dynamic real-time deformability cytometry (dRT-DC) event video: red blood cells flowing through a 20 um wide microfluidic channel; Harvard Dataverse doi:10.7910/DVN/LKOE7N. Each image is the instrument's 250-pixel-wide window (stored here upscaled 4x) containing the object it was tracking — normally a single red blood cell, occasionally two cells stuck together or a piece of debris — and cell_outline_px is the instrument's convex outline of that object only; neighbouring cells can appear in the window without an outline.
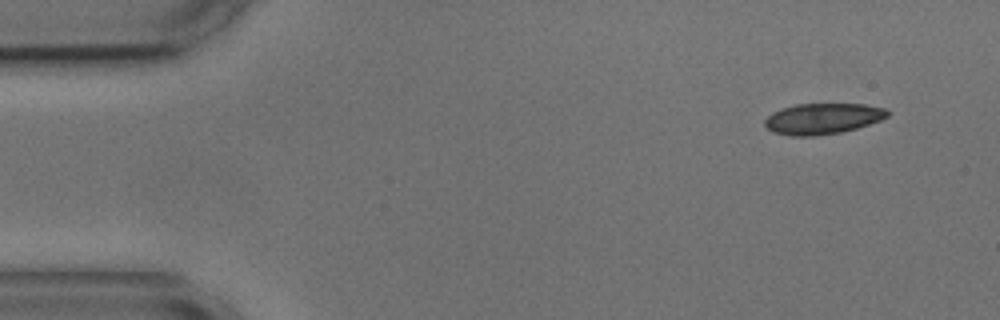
{"species": "common noctule bat (a hibernating species)", "species_latin": "Nyctalus noctula", "temperature_condition": "cold", "stored_images_in_passage": 6, "camera_frame_rate_fps": 3000, "um_per_image_px": 0.085, "animal": {"sex": "male", "body_mass_g": 17.9, "forearm_length_mm": 54.2}, "frame": {"image": 1, "passage_image": 1, "time_ms": 0.0, "image_size_px": [1000, 320], "cell_outline_px": [[892, 112], [888, 116], [880, 120], [856, 128], [840, 132], [816, 136], [792, 136], [772, 132], [764, 124], [764, 120], [772, 112], [796, 104], [864, 104], [884, 108]], "centroid_in_image_um": [69.93, 10.09], "position_along_channel_um": 15.1, "area_um2": 22.02}}